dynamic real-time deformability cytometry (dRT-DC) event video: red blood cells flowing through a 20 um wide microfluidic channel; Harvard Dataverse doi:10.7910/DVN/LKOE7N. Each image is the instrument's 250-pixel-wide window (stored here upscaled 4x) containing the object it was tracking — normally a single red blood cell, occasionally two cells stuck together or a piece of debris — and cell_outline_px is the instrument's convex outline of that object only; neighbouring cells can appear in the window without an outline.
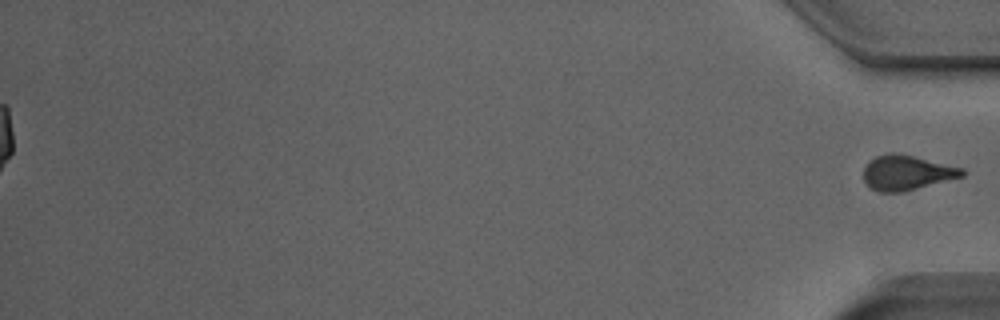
{"species": "Egyptian fruit bat (a non-hibernating species)", "species_latin": "Rousettus aegyptiacus", "temperature_condition": "room temperature", "stored_images_in_passage": 41, "segment_of_instrument_passage": [2, 2], "camera_frame_rate_fps": 3000, "um_per_image_px": 0.085, "animal": {"sex": "male"}, "frame": {"image": 1, "passage_image": 41, "time_ms": 13.333, "image_size_px": [1000, 320], "cell_outline_px": [[968, 172], [964, 176], [904, 192], [880, 192], [872, 188], [864, 180], [864, 168], [868, 160], [876, 156], [888, 152], [892, 152], [912, 156], [964, 168]], "centroid_in_image_um": [77.09, 14.68], "position_along_channel_um": 358.1, "area_um2": 20.06}}